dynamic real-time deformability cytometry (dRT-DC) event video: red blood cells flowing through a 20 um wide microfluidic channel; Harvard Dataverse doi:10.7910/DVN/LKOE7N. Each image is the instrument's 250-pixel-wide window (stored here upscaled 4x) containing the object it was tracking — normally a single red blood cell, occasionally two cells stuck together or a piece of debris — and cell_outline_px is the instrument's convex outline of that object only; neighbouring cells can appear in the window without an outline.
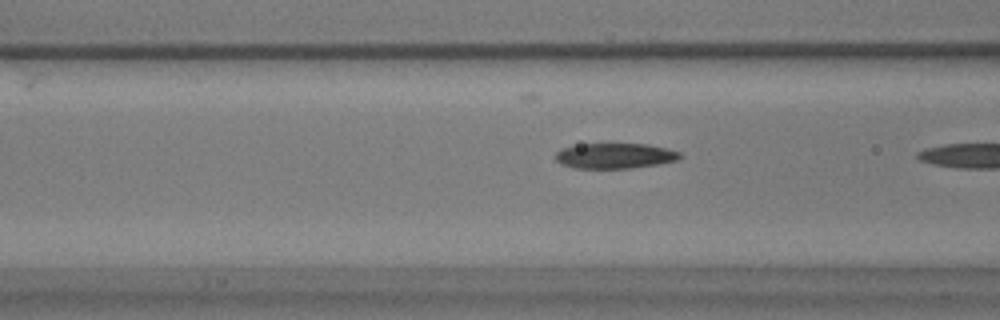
{"species": "common noctule bat (a hibernating species)", "species_latin": "Nyctalus noctula", "temperature_condition": "warm", "stored_images_in_passage": 6, "camera_frame_rate_fps": 3000, "um_per_image_px": 0.085, "animal": {"sex": "male", "body_mass_g": 17.9}, "frame": {"image": 1, "passage_image": 5, "time_ms": 1.333, "image_size_px": [1000, 320], "cell_outline_px": [[684, 156], [676, 160], [660, 164], [628, 168], [576, 168], [560, 164], [556, 160], [556, 152], [560, 148], [580, 144], [648, 144], [680, 152]], "centroid_in_image_um": [52.25, 13.24], "position_along_channel_um": 114.3, "area_um2": 18.38}}